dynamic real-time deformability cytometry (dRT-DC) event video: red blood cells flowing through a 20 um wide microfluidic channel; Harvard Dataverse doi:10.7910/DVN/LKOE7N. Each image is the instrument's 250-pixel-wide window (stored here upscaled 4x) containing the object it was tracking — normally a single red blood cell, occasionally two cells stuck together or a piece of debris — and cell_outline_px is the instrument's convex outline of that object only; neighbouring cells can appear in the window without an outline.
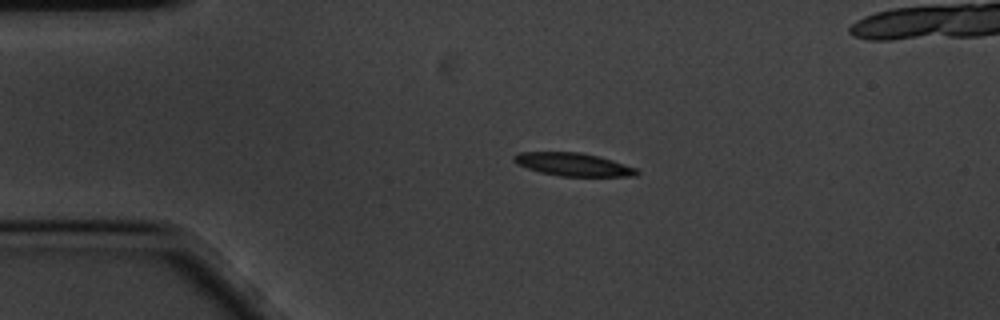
{"species": "common noctule bat (a hibernating species)", "species_latin": "Nyctalus noctula", "temperature_condition": "cold", "stored_images_in_passage": 48, "camera_frame_rate_fps": 3000, "um_per_image_px": 0.085, "animal": {"sex": "male", "body_mass_g": 20.1, "forearm_length_mm": 53.5}, "frame": {"image": 1, "passage_image": 1, "time_ms": 0.0, "image_size_px": [1000, 320], "cell_outline_px": [[640, 172], [636, 176], [560, 176], [540, 172], [516, 164], [512, 160], [512, 156], [520, 152], [580, 152], [600, 156], [636, 168]], "centroid_in_image_um": [48.71, 13.97], "position_along_channel_um": 36.3, "area_um2": 16.53}}
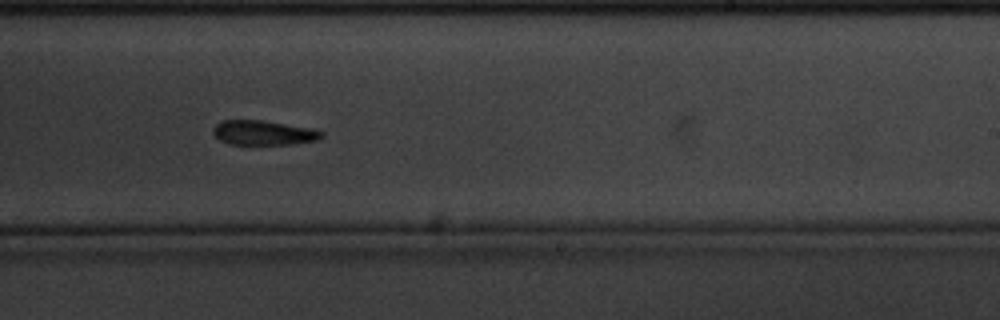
{"frame": {"image": 2, "passage_image": 24, "time_ms": 7.667, "image_size_px": [1000, 320], "cell_outline_px": [[324, 136], [320, 140], [288, 144], [228, 144], [220, 140], [212, 132], [212, 128], [216, 124], [224, 120], [260, 120], [316, 128], [324, 132]], "centroid_in_image_um": [22.45, 11.28], "position_along_channel_um": 266.6, "area_um2": 15.72}}
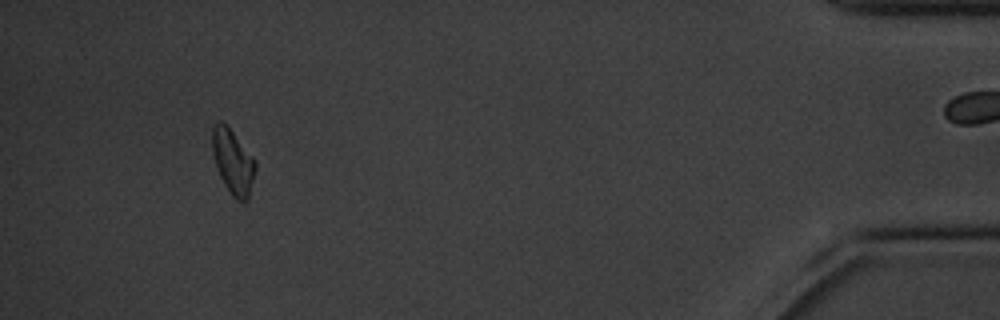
{"frame": {"image": 3, "passage_image": 43, "time_ms": 14.0, "image_size_px": [1000, 320], "cell_outline_px": [[256, 168], [248, 200], [244, 204], [236, 200], [232, 196], [224, 184], [216, 168], [212, 152], [212, 128], [216, 120], [220, 120], [232, 132], [256, 160]], "centroid_in_image_um": [19.79, 13.79], "position_along_channel_um": 415.4, "area_um2": 16.36}}